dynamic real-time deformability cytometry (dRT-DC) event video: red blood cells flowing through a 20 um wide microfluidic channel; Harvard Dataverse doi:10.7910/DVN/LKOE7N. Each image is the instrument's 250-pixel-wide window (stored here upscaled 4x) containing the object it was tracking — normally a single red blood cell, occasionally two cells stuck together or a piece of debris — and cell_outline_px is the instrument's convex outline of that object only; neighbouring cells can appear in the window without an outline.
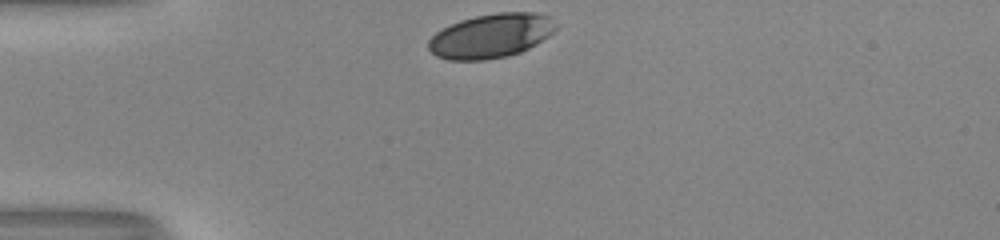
{"species": "human", "species_latin": "Homo sapiens", "temperature_condition": "room temperature", "stored_images_in_passage": 29, "camera_frame_rate_fps": 3000, "um_per_image_px": 0.085, "donor": {"sex": "male"}, "frame": {"image": 1, "passage_image": 1, "time_ms": 0.0, "image_size_px": [1000, 240], "cell_outline_px": [[560, 24], [548, 36], [536, 44], [520, 52], [508, 56], [484, 60], [448, 60], [436, 56], [428, 48], [428, 40], [436, 32], [460, 20], [476, 16], [500, 12], [536, 12], [552, 16]], "centroid_in_image_um": [41.78, 3.03], "position_along_channel_um": 43.2, "area_um2": 33.0}}
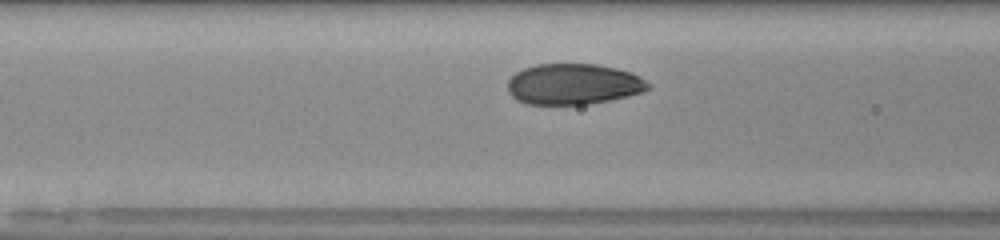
{"frame": {"image": 2, "passage_image": 9, "time_ms": 2.667, "image_size_px": [1000, 240], "cell_outline_px": [[652, 88], [644, 92], [628, 96], [608, 100], [584, 104], [528, 104], [516, 100], [508, 92], [508, 80], [516, 72], [524, 68], [536, 64], [596, 64], [616, 68], [632, 72], [640, 76], [652, 84]], "centroid_in_image_um": [48.78, 7.14], "position_along_channel_um": 117.8, "area_um2": 33.64}}
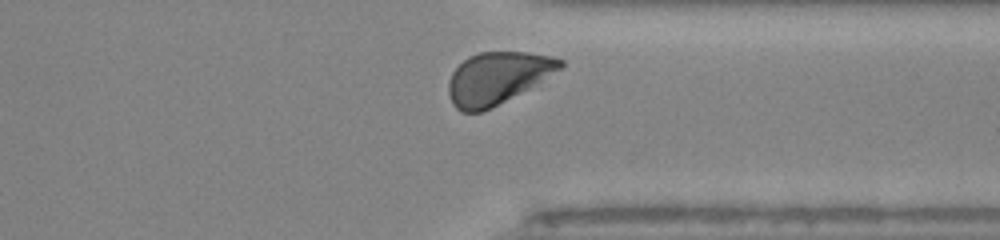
{"frame": {"image": 3, "passage_image": 28, "time_ms": 9.0, "image_size_px": [1000, 240], "cell_outline_px": [[564, 68], [528, 88], [480, 112], [460, 112], [452, 104], [448, 92], [448, 80], [452, 72], [468, 56], [480, 52], [528, 52], [552, 56], [564, 60]], "centroid_in_image_um": [42.28, 6.6], "position_along_channel_um": 369.1, "area_um2": 33.52}, "authors_computed_cell_mechanics": {"area_um2": 34.1598, "velocity_mm_per_s": 3.9756, "shape_relaxation_time_tau1_ms": 2.0702, "shape_relaxation_time_tau2_ms": null, "deformation_change_tau1": 0.1014, "deformation_change_tau2": null}}